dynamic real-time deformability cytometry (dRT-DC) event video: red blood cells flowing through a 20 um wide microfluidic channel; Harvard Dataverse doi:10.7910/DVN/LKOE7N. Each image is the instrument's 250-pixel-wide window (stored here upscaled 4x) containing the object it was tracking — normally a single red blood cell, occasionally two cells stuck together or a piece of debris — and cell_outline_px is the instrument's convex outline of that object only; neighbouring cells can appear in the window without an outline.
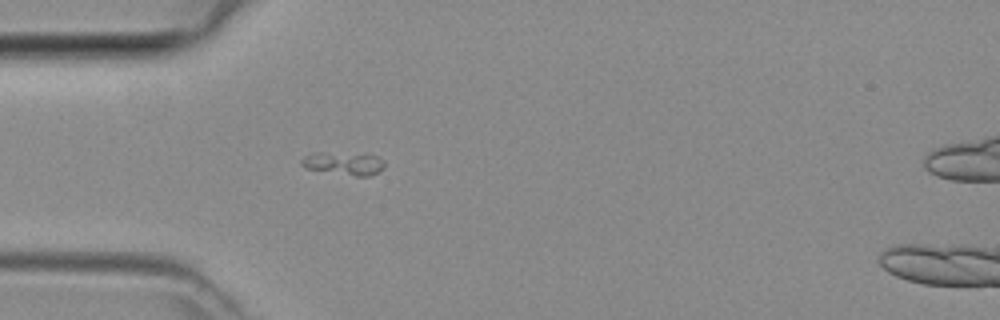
{"species": "common noctule bat (a hibernating species)", "species_latin": "Nyctalus noctula", "temperature_condition": "room temperature", "stored_images_in_passage": 34, "camera_frame_rate_fps": 3000, "um_per_image_px": 0.085, "animal": {"sex": "female", "body_mass_g": 29.2, "forearm_length_mm": 56.3}, "frame": {"image": 1, "passage_image": 1, "time_ms": 0.0, "image_size_px": [1000, 320], "cell_outline_px": [[384, 168], [368, 176], [356, 176], [308, 168], [300, 164], [300, 160], [304, 156], [312, 152], [324, 152], [380, 156], [384, 160]], "centroid_in_image_um": [29.22, 13.87], "position_along_channel_um": 55.8, "area_um2": 10.87}}